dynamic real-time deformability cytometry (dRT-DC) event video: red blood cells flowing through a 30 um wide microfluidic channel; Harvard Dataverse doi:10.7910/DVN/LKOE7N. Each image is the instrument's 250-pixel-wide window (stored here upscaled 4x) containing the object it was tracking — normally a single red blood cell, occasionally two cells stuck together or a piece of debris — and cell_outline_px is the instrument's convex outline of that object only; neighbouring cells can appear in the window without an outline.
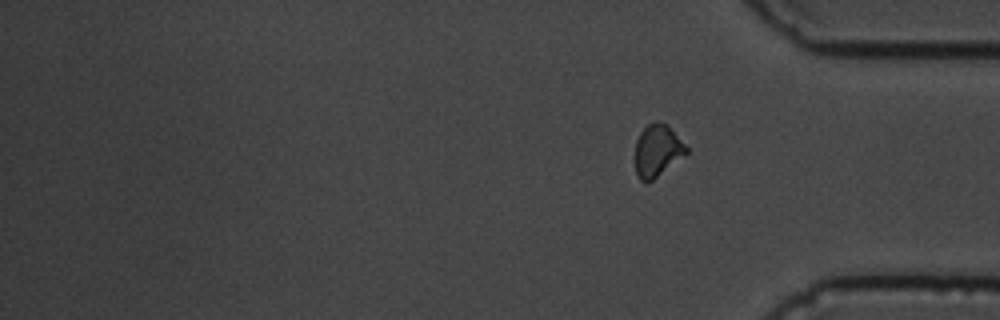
{"species": "common noctule bat (a hibernating species)", "species_latin": "Nyctalus noctula", "temperature_condition": "cold", "stored_images_in_passage": 13, "segment_of_instrument_passage": [2, 2], "camera_frame_rate_fps": 3000, "um_per_image_px": 0.085, "animal": {"sex": "male", "body_mass_g": 19.5, "forearm_length_mm": 54.6}, "frame": {"image": 1, "passage_image": 13, "time_ms": 14.667, "image_size_px": [1000, 320], "cell_outline_px": [[688, 152], [652, 180], [640, 180], [636, 176], [636, 140], [640, 132], [648, 124], [668, 124], [688, 148]], "centroid_in_image_um": [55.87, 12.8], "position_along_channel_um": 379.3, "area_um2": 15.03}}